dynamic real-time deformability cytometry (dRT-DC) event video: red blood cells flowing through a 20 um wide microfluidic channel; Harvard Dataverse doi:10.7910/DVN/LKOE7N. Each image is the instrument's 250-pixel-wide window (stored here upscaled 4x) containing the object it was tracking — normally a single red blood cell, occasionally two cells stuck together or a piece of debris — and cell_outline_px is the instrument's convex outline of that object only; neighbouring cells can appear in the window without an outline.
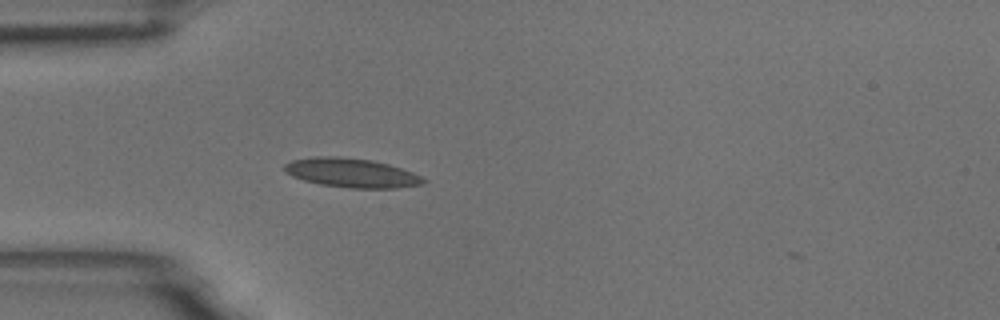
{"species": "common noctule bat (a hibernating species)", "species_latin": "Nyctalus noctula", "temperature_condition": "room temperature", "stored_images_in_passage": 2, "camera_frame_rate_fps": 3000, "um_per_image_px": 0.085, "animal": {"sex": "male", "body_mass_g": 18.8}, "frame": {"image": 1, "passage_image": 1, "time_ms": 0.0, "image_size_px": [1000, 320], "cell_outline_px": [[428, 180], [424, 184], [396, 188], [348, 188], [320, 184], [304, 180], [292, 176], [284, 172], [284, 164], [292, 160], [312, 156], [340, 156], [372, 160], [388, 164], [412, 172]], "centroid_in_image_um": [29.86, 14.69], "position_along_channel_um": 55.1, "area_um2": 23.76}}